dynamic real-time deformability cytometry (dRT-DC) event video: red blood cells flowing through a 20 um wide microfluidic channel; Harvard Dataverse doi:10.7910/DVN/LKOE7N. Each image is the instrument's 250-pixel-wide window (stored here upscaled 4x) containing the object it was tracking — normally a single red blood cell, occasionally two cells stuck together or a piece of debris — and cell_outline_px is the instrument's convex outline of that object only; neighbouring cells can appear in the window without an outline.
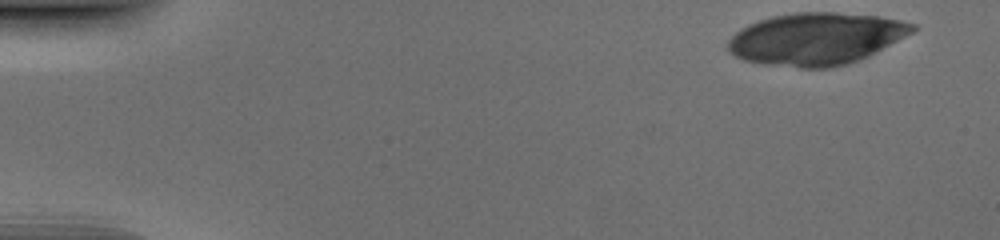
{"species": "human", "species_latin": "Homo sapiens", "temperature_condition": "cold", "stored_images_in_passage": 50, "camera_frame_rate_fps": 3000, "um_per_image_px": 0.085, "donor": {"sex": "male"}, "frame": {"image": 1, "passage_image": 1, "time_ms": 0.0, "image_size_px": [1000, 240], "cell_outline_px": [[916, 28], [912, 32], [876, 52], [860, 60], [848, 64], [832, 68], [800, 68], [764, 64], [744, 60], [728, 52], [728, 40], [736, 32], [748, 24], [772, 16], [796, 12], [836, 12], [880, 16], [900, 20], [916, 24]], "centroid_in_image_um": [69.37, 3.3], "position_along_channel_um": 15.6, "area_um2": 56.12}}
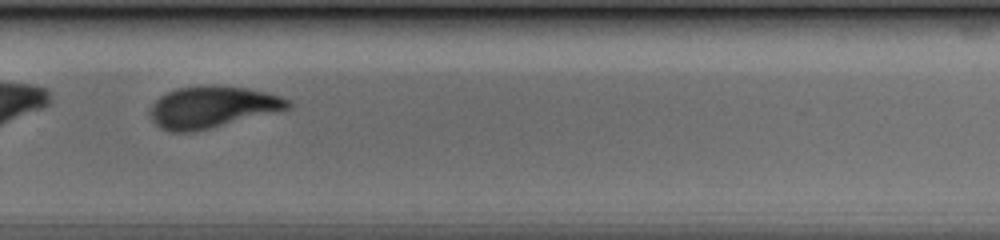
{"frame": {"image": 2, "passage_image": 34, "time_ms": 11.0, "image_size_px": [1000, 240], "cell_outline_px": [[292, 104], [288, 108], [192, 132], [168, 132], [160, 128], [152, 120], [148, 112], [152, 104], [160, 96], [176, 88], [200, 84], [216, 84], [248, 88], [280, 96], [288, 100]], "centroid_in_image_um": [17.94, 9.07], "position_along_channel_um": 311.9, "area_um2": 33.29}}
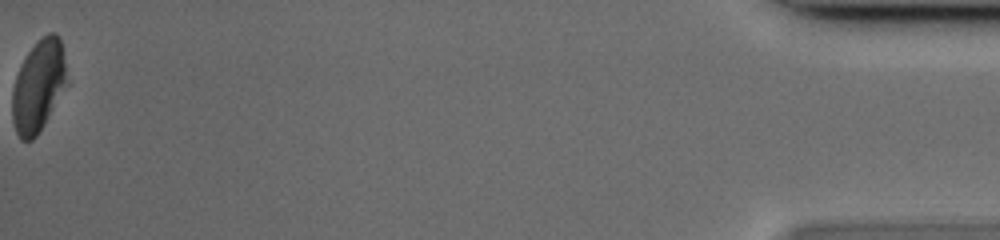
{"frame": {"image": 3, "passage_image": 50, "time_ms": 16.333, "image_size_px": [1000, 240], "cell_outline_px": [[68, 84], [44, 124], [36, 136], [32, 140], [20, 140], [16, 132], [12, 120], [12, 92], [16, 76], [28, 52], [48, 32], [56, 32], [60, 40]], "centroid_in_image_um": [3.26, 7.35], "position_along_channel_um": 431.9, "area_um2": 28.73}}